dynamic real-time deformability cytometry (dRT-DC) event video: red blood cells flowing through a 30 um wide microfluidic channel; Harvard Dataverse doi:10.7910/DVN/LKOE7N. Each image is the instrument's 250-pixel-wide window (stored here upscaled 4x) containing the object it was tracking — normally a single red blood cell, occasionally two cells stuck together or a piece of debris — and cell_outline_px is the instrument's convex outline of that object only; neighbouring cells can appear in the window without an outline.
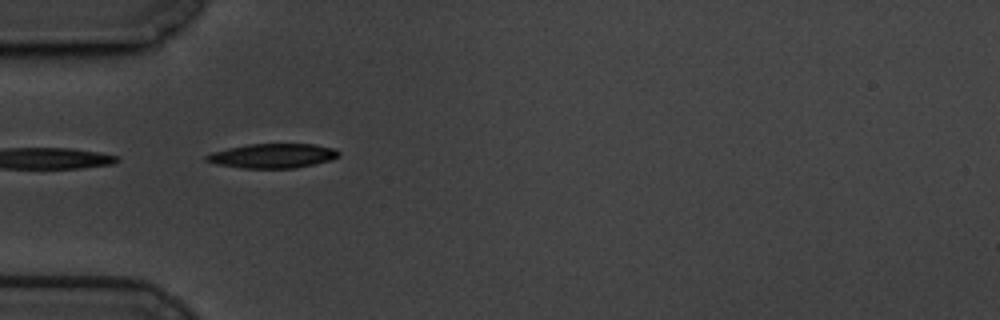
{"species": "common noctule bat (a hibernating species)", "species_latin": "Nyctalus noctula", "temperature_condition": "cold", "stored_images_in_passage": 3, "camera_frame_rate_fps": 3000, "um_per_image_px": 0.085, "animal": {"sex": "male", "body_mass_g": 19.5, "forearm_length_mm": 54.6}, "frame": {"image": 1, "passage_image": 1, "time_ms": 0.0, "image_size_px": [1000, 320], "cell_outline_px": [[340, 156], [332, 160], [296, 168], [244, 168], [216, 164], [204, 160], [204, 156], [212, 152], [228, 148], [248, 144], [316, 144], [336, 148], [340, 152]], "centroid_in_image_um": [23.21, 13.24], "position_along_channel_um": 61.8, "area_um2": 19.02}}